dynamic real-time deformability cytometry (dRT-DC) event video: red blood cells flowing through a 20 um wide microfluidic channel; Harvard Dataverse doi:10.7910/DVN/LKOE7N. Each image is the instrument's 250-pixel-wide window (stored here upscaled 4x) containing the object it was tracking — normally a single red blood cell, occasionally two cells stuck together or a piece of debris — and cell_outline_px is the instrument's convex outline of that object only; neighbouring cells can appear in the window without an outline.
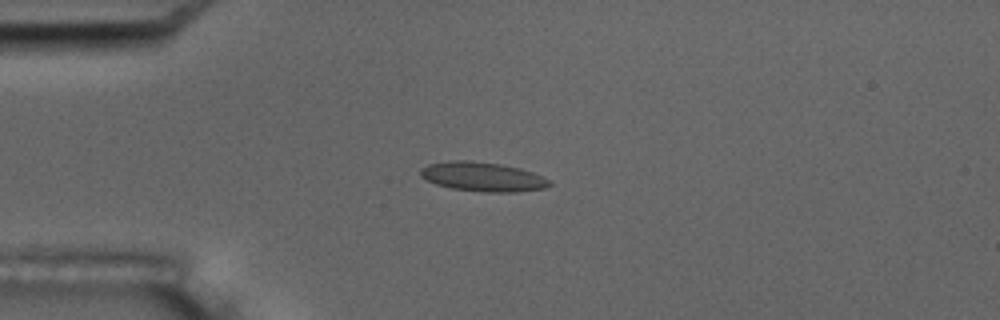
{"species": "common noctule bat (a hibernating species)", "species_latin": "Nyctalus noctula", "temperature_condition": "room temperature", "stored_images_in_passage": 7, "camera_frame_rate_fps": 3000, "um_per_image_px": 0.085, "animal": {"sex": "male", "body_mass_g": 17.5, "forearm_length_mm": 52.3}, "frame": {"image": 1, "passage_image": 5, "time_ms": 4.667, "image_size_px": [1000, 320], "cell_outline_px": [[552, 184], [544, 188], [516, 192], [484, 192], [452, 188], [436, 184], [420, 176], [420, 168], [428, 164], [448, 160], [468, 160], [500, 164], [520, 168], [532, 172], [548, 180]], "centroid_in_image_um": [40.99, 15.01], "position_along_channel_um": 44.0, "area_um2": 21.91}}